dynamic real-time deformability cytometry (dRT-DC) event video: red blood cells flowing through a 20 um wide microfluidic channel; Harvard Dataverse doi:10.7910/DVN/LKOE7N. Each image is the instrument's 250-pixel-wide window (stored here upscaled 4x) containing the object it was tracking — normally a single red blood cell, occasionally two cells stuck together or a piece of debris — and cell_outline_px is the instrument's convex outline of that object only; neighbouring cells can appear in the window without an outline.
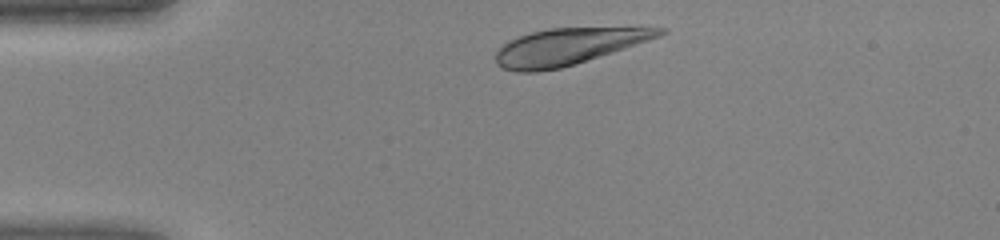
{"species": "human", "species_latin": "Homo sapiens", "temperature_condition": "warm", "stored_images_in_passage": 29, "camera_frame_rate_fps": 3000, "um_per_image_px": 0.085, "donor": {"sex": "female"}, "frame": {"image": 1, "passage_image": 1, "time_ms": 0.0, "image_size_px": [1000, 240], "cell_outline_px": [[668, 32], [660, 36], [576, 64], [560, 68], [536, 72], [516, 72], [504, 68], [496, 64], [496, 52], [508, 40], [532, 32], [548, 28], [668, 28]], "centroid_in_image_um": [48.25, 3.97], "position_along_channel_um": 36.8, "area_um2": 34.39}}
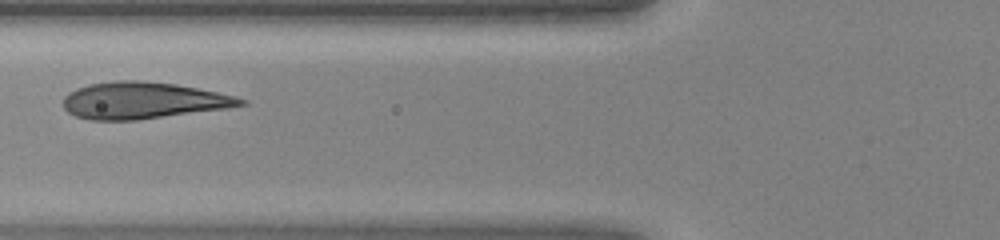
{"frame": {"image": 2, "passage_image": 9, "time_ms": 2.667, "image_size_px": [1000, 240], "cell_outline_px": [[248, 104], [228, 108], [136, 120], [92, 120], [76, 116], [68, 112], [64, 108], [64, 96], [68, 92], [76, 88], [88, 84], [116, 80], [140, 80], [176, 84], [236, 96], [248, 100]], "centroid_in_image_um": [12.16, 8.53], "position_along_channel_um": 113.6, "area_um2": 37.97}}
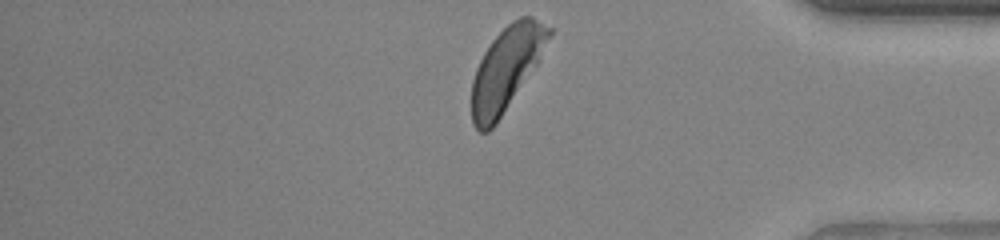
{"frame": {"image": 3, "passage_image": 29, "time_ms": 9.333, "image_size_px": [1000, 240], "cell_outline_px": [[552, 32], [536, 64], [496, 124], [488, 132], [480, 132], [472, 124], [472, 80], [476, 68], [484, 52], [492, 40], [512, 20], [520, 16], [532, 16], [552, 28]], "centroid_in_image_um": [43.01, 5.85], "position_along_channel_um": 392.2, "area_um2": 36.93}}